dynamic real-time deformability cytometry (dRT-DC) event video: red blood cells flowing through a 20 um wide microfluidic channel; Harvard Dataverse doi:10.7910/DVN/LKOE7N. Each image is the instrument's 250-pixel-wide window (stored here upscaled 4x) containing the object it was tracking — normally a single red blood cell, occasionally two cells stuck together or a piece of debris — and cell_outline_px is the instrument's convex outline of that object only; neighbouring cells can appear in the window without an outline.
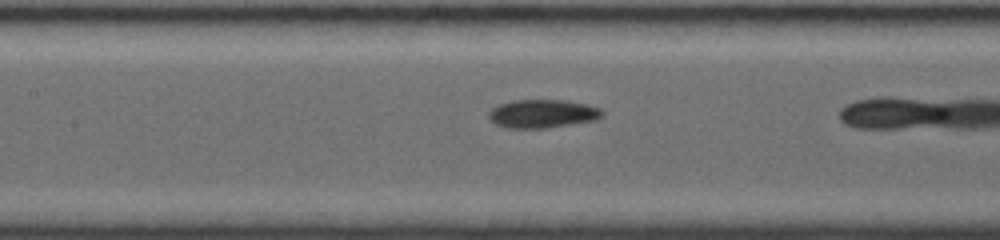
{"species": "common noctule bat (a hibernating species)", "species_latin": "Nyctalus noctula", "temperature_condition": "room temperature", "stored_images_in_passage": 17, "camera_frame_rate_fps": 4000, "um_per_image_px": 0.085, "animal": {"sex": "female", "body_mass_g": 19.0, "forearm_length_mm": 56.7}, "frame": {"image": 1, "passage_image": 8, "time_ms": 3.0, "image_size_px": [1000, 240], "cell_outline_px": [[604, 116], [596, 120], [544, 128], [508, 128], [496, 124], [488, 116], [488, 112], [492, 108], [500, 104], [512, 100], [564, 100], [588, 104], [600, 108], [604, 112]], "centroid_in_image_um": [46.14, 9.66], "position_along_channel_um": 161.3, "area_um2": 18.79}}
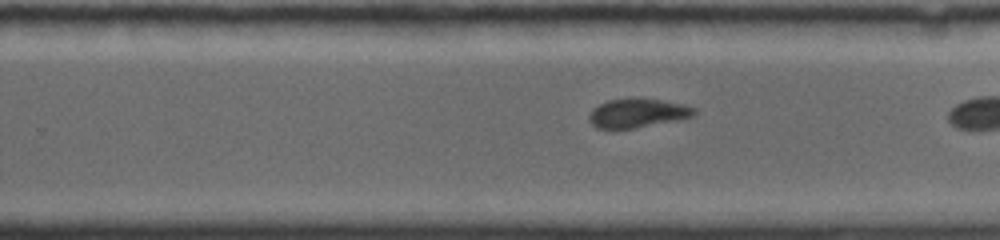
{"frame": {"image": 2, "passage_image": 15, "time_ms": 6.0, "image_size_px": [1000, 240], "cell_outline_px": [[696, 112], [692, 116], [680, 120], [636, 128], [596, 128], [588, 120], [588, 116], [592, 108], [608, 100], [660, 100], [684, 104], [696, 108]], "centroid_in_image_um": [54.2, 9.64], "position_along_channel_um": 275.6, "area_um2": 17.4}}